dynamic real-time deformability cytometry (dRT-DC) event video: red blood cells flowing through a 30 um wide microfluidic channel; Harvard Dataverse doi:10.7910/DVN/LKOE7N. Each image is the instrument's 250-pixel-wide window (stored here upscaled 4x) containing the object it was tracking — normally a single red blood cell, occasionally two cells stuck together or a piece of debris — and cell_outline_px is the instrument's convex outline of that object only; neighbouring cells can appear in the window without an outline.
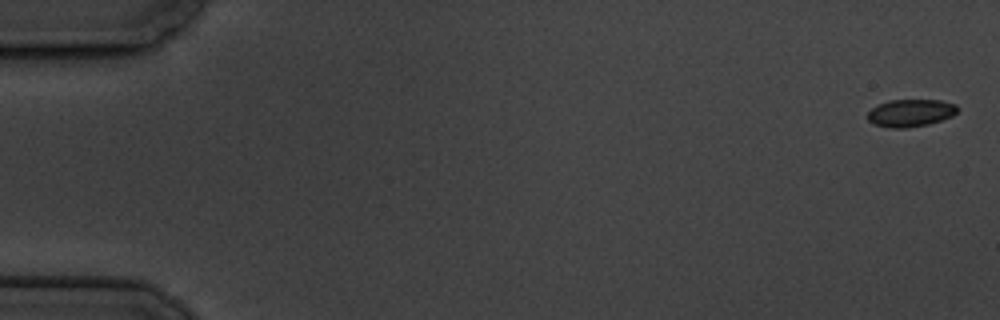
{"species": "common noctule bat (a hibernating species)", "species_latin": "Nyctalus noctula", "temperature_condition": "cold", "stored_images_in_passage": 5, "camera_frame_rate_fps": 3000, "um_per_image_px": 0.085, "animal": {"sex": "male", "body_mass_g": 19.5, "forearm_length_mm": 54.6}, "frame": {"image": 1, "passage_image": 1, "time_ms": 0.0, "image_size_px": [1000, 320], "cell_outline_px": [[960, 108], [952, 116], [928, 124], [908, 128], [892, 128], [872, 124], [868, 120], [868, 112], [872, 108], [888, 100], [940, 100], [956, 104]], "centroid_in_image_um": [77.4, 9.6], "position_along_channel_um": 7.6, "area_um2": 14.39}}
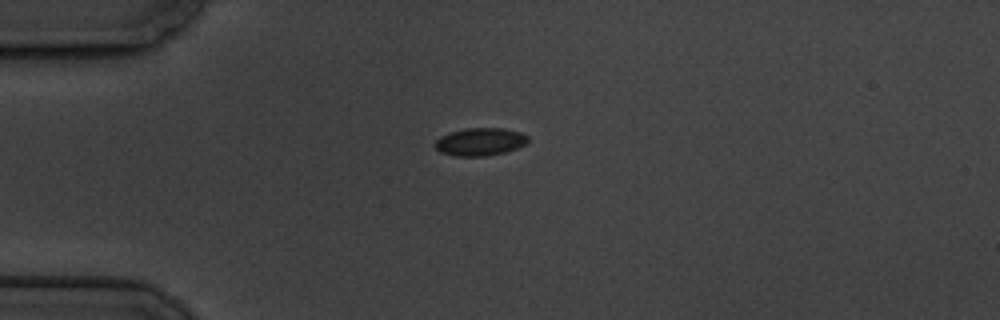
{"frame": {"image": 2, "passage_image": 5, "time_ms": 4.667, "image_size_px": [1000, 320], "cell_outline_px": [[528, 140], [524, 144], [516, 148], [504, 152], [484, 156], [456, 156], [440, 152], [432, 144], [440, 136], [464, 128], [504, 128], [520, 132], [528, 136]], "centroid_in_image_um": [40.77, 12.04], "position_along_channel_um": 44.2, "area_um2": 14.97}}